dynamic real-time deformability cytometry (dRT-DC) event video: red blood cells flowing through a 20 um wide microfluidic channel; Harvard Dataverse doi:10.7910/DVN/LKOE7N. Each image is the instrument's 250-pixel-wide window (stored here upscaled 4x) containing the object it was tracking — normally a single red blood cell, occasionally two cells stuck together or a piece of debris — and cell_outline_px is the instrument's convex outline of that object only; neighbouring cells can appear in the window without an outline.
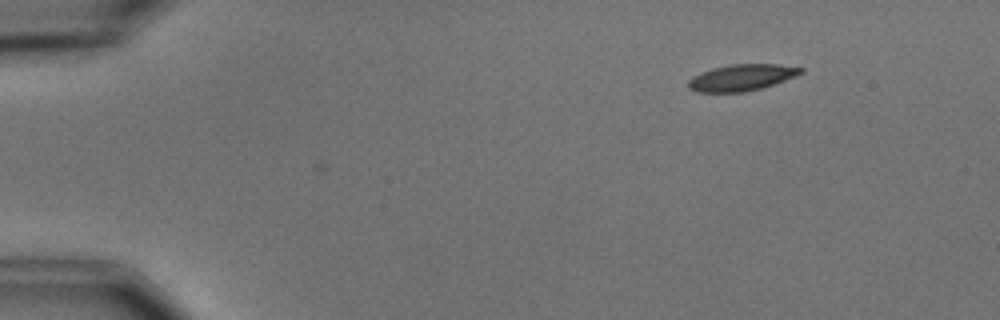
{"species": "common noctule bat (a hibernating species)", "species_latin": "Nyctalus noctula", "temperature_condition": "cold", "stored_images_in_passage": 3, "camera_frame_rate_fps": 3000, "um_per_image_px": 0.085, "animal": {"sex": "male", "body_mass_g": 15.6}, "frame": {"image": 1, "passage_image": 3, "time_ms": 2.333, "image_size_px": [1000, 320], "cell_outline_px": [[804, 72], [796, 76], [760, 88], [744, 92], [696, 92], [688, 88], [688, 80], [692, 76], [700, 72], [712, 68], [732, 64], [780, 64], [804, 68]], "centroid_in_image_um": [63.01, 6.58], "position_along_channel_um": 22.0, "area_um2": 17.34}}